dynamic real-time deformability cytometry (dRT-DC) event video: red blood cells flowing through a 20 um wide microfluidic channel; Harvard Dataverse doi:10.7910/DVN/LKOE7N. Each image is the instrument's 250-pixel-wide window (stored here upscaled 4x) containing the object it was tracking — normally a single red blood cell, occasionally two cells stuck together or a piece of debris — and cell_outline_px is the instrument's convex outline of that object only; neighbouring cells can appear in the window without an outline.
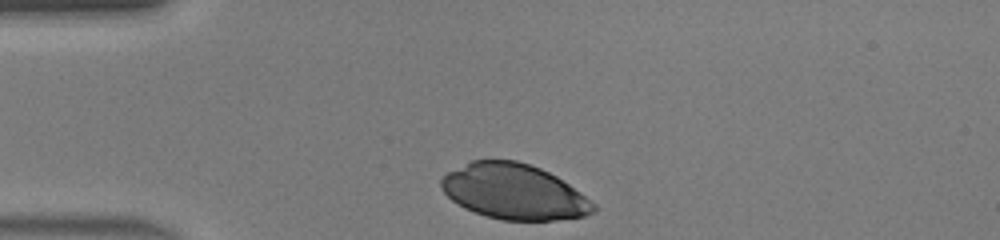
{"species": "human", "species_latin": "Homo sapiens", "temperature_condition": "warm", "stored_images_in_passage": 27, "camera_frame_rate_fps": 3000, "um_per_image_px": 0.085, "donor": {"sex": "male"}, "frame": {"image": 1, "passage_image": 1, "time_ms": 0.0, "image_size_px": [1000, 240], "cell_outline_px": [[596, 212], [584, 216], [556, 220], [500, 220], [484, 216], [464, 208], [452, 200], [440, 188], [440, 180], [448, 172], [472, 160], [516, 160], [540, 168], [556, 176], [580, 192], [596, 204]], "centroid_in_image_um": [43.69, 16.31], "position_along_channel_um": 41.3, "area_um2": 49.07}}
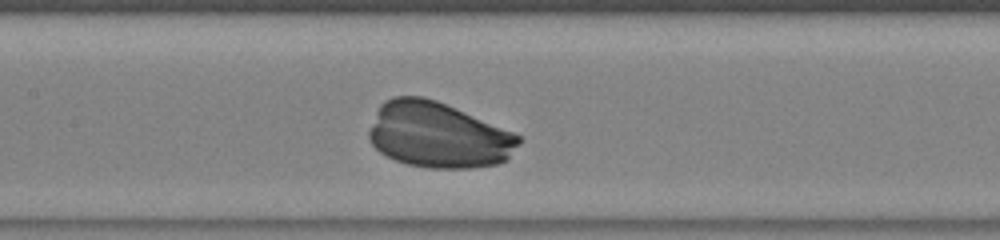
{"frame": {"image": 2, "passage_image": 12, "time_ms": 3.667, "image_size_px": [1000, 240], "cell_outline_px": [[524, 140], [508, 160], [496, 164], [472, 168], [428, 168], [408, 164], [396, 160], [380, 152], [368, 140], [368, 132], [376, 112], [380, 104], [384, 100], [392, 96], [424, 96], [436, 100], [512, 132], [520, 136]], "centroid_in_image_um": [37.24, 11.48], "position_along_channel_um": 170.2, "area_um2": 57.4}}
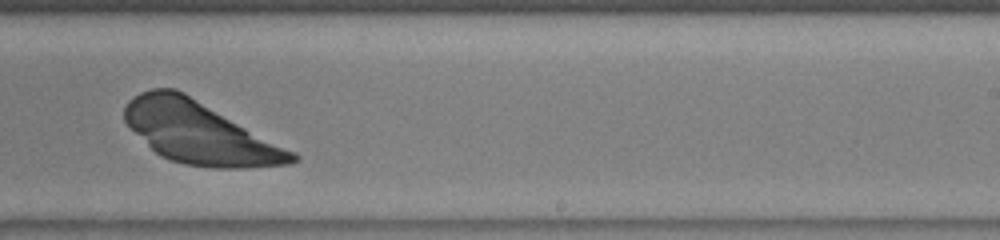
{"frame": {"image": 3, "passage_image": 19, "time_ms": 6.0, "image_size_px": [1000, 240], "cell_outline_px": [[300, 160], [292, 164], [248, 168], [212, 168], [184, 164], [160, 156], [124, 120], [124, 108], [128, 100], [140, 92], [152, 88], [176, 88], [184, 92], [296, 152], [300, 156]], "centroid_in_image_um": [17.02, 11.29], "position_along_channel_um": 272.0, "area_um2": 60.29}}